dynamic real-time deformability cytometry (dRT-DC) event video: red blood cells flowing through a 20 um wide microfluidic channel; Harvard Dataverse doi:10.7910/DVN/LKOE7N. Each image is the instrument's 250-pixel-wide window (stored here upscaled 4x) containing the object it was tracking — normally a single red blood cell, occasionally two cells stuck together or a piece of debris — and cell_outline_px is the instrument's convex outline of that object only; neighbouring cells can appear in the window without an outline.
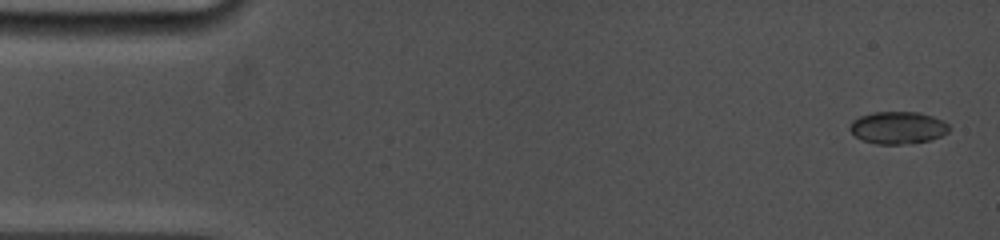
{"species": "common noctule bat (a hibernating species)", "species_latin": "Nyctalus noctula", "temperature_condition": "cold", "stored_images_in_passage": 29, "camera_frame_rate_fps": 5000, "um_per_image_px": 0.085, "animal": {"sex": "female", "body_mass_g": 19.0, "forearm_length_mm": 53.3}, "frame": {"image": 1, "passage_image": 1, "time_ms": 0.0, "image_size_px": [1000, 240], "cell_outline_px": [[948, 132], [940, 136], [928, 140], [900, 144], [876, 144], [864, 140], [856, 136], [848, 128], [852, 120], [860, 116], [872, 112], [920, 112], [932, 116], [948, 124]], "centroid_in_image_um": [76.28, 10.84], "position_along_channel_um": 8.7, "area_um2": 18.44}}
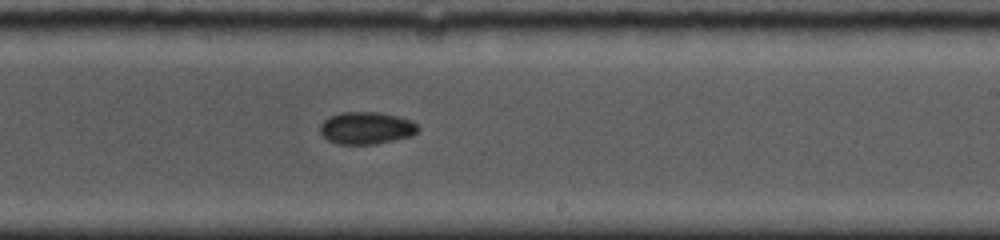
{"frame": {"image": 2, "passage_image": 17, "time_ms": 9.6, "image_size_px": [1000, 240], "cell_outline_px": [[420, 128], [412, 136], [376, 144], [336, 144], [328, 140], [320, 132], [320, 124], [328, 116], [340, 112], [380, 112], [412, 120]], "centroid_in_image_um": [31.13, 10.88], "position_along_channel_um": 257.9, "area_um2": 18.55}}
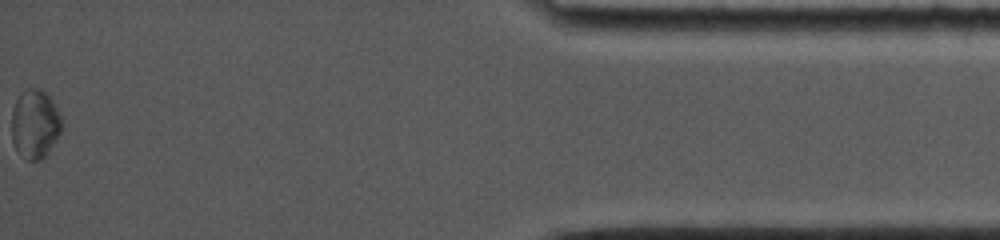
{"frame": {"image": 3, "passage_image": 29, "time_ms": 15.8, "image_size_px": [1000, 240], "cell_outline_px": [[64, 128], [48, 152], [40, 160], [28, 160], [16, 148], [12, 140], [12, 108], [20, 92], [28, 88], [36, 88], [44, 92], [56, 104], [64, 120]], "centroid_in_image_um": [3.01, 10.51], "position_along_channel_um": 432.2, "area_um2": 20.35}, "authors_computed_cell_mechanics": {"area_um2": 18.207, "velocity_mm_per_s": 3.8719, "shape_relaxation_time_tau1_ms": 3.7238, "shape_relaxation_time_tau2_ms": 7.2229, "deformation_change_tau1": 0.0598, "deformation_change_tau2": 0.0555}}